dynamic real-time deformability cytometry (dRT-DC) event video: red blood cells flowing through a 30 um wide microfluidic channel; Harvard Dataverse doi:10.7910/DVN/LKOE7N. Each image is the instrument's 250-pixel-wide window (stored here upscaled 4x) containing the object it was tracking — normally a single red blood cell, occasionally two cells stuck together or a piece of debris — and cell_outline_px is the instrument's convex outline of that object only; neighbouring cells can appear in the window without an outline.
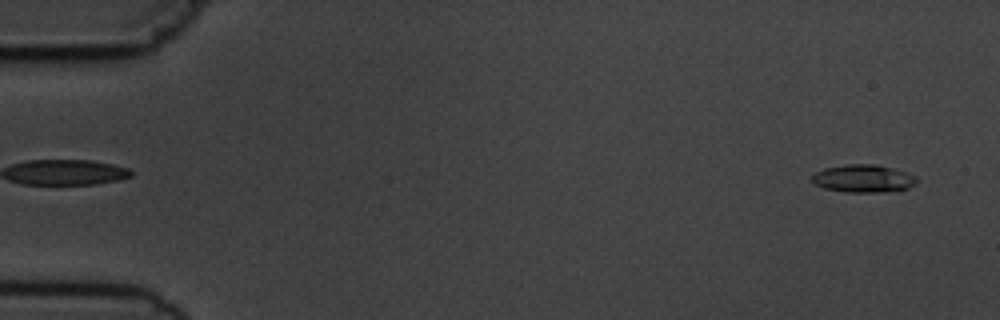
{"species": "common noctule bat (a hibernating species)", "species_latin": "Nyctalus noctula", "temperature_condition": "cold", "stored_images_in_passage": 4, "segment_of_instrument_passage": [2, 2], "camera_frame_rate_fps": 3000, "um_per_image_px": 0.085, "animal": {"sex": "male", "body_mass_g": 19.5, "forearm_length_mm": 54.6}, "frame": {"image": 1, "passage_image": 4, "time_ms": 3.667, "image_size_px": [1000, 320], "cell_outline_px": [[916, 180], [908, 188], [900, 192], [844, 192], [824, 188], [816, 184], [812, 180], [812, 176], [816, 172], [824, 168], [848, 164], [876, 164], [892, 168], [916, 176]], "centroid_in_image_um": [73.39, 15.19], "position_along_channel_um": 11.6, "area_um2": 16.94}}